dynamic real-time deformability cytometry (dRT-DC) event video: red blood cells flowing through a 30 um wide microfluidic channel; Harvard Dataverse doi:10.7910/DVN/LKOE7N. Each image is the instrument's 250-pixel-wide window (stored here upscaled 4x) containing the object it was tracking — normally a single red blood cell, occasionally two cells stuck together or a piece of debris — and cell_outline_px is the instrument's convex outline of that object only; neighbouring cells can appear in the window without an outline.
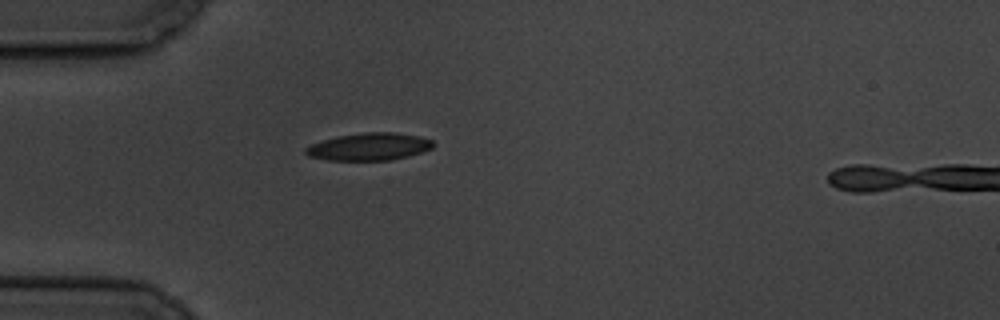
{"species": "common noctule bat (a hibernating species)", "species_latin": "Nyctalus noctula", "temperature_condition": "cold", "stored_images_in_passage": 4, "camera_frame_rate_fps": 3000, "um_per_image_px": 0.085, "animal": {"sex": "male", "body_mass_g": 19.5, "forearm_length_mm": 54.6}, "frame": {"image": 1, "passage_image": 4, "time_ms": 4.667, "image_size_px": [1000, 320], "cell_outline_px": [[436, 144], [432, 148], [408, 156], [388, 160], [328, 160], [308, 156], [304, 152], [304, 148], [312, 144], [324, 140], [340, 136], [364, 132], [396, 132], [420, 136], [432, 140]], "centroid_in_image_um": [31.4, 12.46], "position_along_channel_um": 53.6, "area_um2": 20.29}}